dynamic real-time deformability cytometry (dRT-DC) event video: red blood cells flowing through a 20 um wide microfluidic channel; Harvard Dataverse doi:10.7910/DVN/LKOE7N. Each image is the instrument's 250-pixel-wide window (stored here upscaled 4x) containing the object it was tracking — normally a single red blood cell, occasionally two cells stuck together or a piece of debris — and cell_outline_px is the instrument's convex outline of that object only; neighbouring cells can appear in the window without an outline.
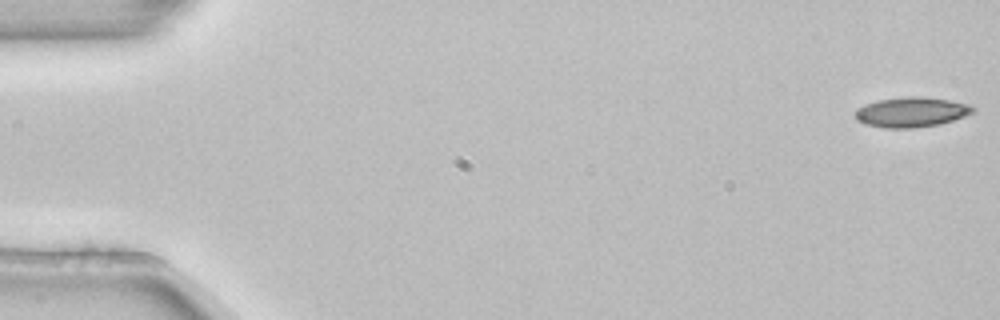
{"species": "common noctule bat (a hibernating species)", "species_latin": "Nyctalus noctula", "temperature_condition": "room temperature", "stored_images_in_passage": 4, "camera_frame_rate_fps": 3000, "um_per_image_px": 0.085, "animal": {"sex": "female", "body_mass_g": 22.7, "forearm_length_mm": 54.2}, "frame": {"image": 1, "passage_image": 1, "time_ms": 0.0, "image_size_px": [1000, 320], "cell_outline_px": [[976, 112], [940, 124], [916, 128], [884, 128], [864, 124], [856, 120], [852, 116], [864, 104], [876, 100], [908, 96], [920, 96], [948, 100], [968, 104], [976, 108]], "centroid_in_image_um": [77.45, 9.53], "position_along_channel_um": 7.6, "area_um2": 20.75}}
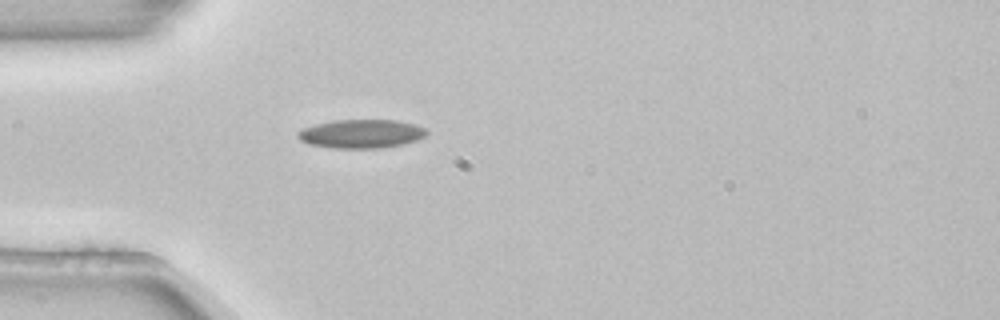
{"frame": {"image": 2, "passage_image": 4, "time_ms": 1.0, "image_size_px": [1000, 320], "cell_outline_px": [[428, 132], [424, 136], [416, 140], [404, 144], [380, 148], [332, 148], [308, 144], [300, 140], [296, 136], [296, 132], [304, 128], [316, 124], [332, 120], [396, 120], [412, 124], [424, 128]], "centroid_in_image_um": [30.66, 11.37], "position_along_channel_um": 54.3, "area_um2": 21.5}}